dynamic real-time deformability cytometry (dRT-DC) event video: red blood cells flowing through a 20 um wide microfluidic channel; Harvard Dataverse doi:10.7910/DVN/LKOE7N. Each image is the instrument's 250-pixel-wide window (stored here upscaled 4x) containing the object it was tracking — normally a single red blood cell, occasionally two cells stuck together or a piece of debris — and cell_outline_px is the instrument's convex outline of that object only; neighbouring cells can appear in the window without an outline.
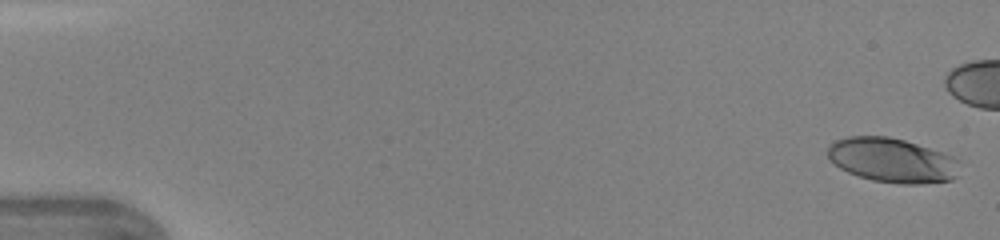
{"species": "human", "species_latin": "Homo sapiens", "temperature_condition": "warm", "stored_images_in_passage": 37, "camera_frame_rate_fps": 3000, "um_per_image_px": 0.085, "donor": {"sex": "female"}, "frame": {"image": 1, "passage_image": 1, "time_ms": 0.0, "image_size_px": [1000, 240], "cell_outline_px": [[956, 176], [952, 180], [920, 184], [900, 184], [872, 180], [848, 172], [840, 168], [828, 156], [828, 148], [836, 140], [848, 136], [888, 136], [904, 140], [952, 156], [956, 160]], "centroid_in_image_um": [75.8, 13.62], "position_along_channel_um": 9.2, "area_um2": 33.58}}
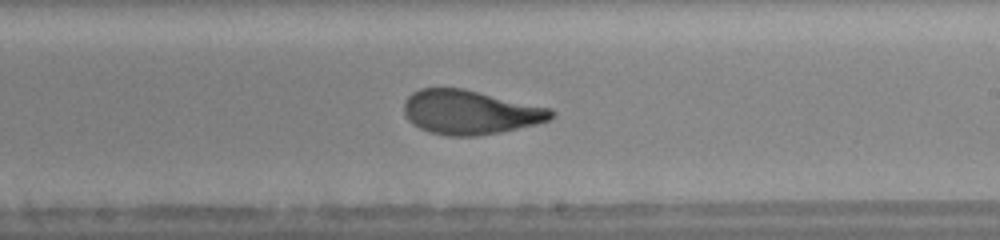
{"frame": {"image": 2, "passage_image": 27, "time_ms": 8.667, "image_size_px": [1000, 240], "cell_outline_px": [[556, 116], [548, 120], [536, 124], [500, 132], [476, 136], [448, 136], [428, 132], [412, 124], [408, 120], [404, 112], [404, 100], [412, 92], [420, 88], [460, 88], [552, 108], [556, 112]], "centroid_in_image_um": [39.95, 9.54], "position_along_channel_um": 249.1, "area_um2": 37.97}}